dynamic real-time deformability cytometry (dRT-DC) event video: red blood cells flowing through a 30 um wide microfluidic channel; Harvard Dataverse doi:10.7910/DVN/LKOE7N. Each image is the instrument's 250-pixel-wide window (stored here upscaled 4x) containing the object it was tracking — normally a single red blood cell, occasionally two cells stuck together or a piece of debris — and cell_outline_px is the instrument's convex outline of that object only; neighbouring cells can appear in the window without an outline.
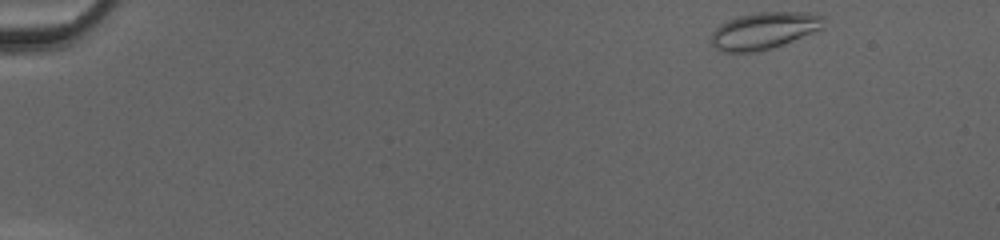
{"species": "common noctule bat (a hibernating species)", "species_latin": "Nyctalus noctula", "temperature_condition": "cold", "stored_images_in_passage": 46, "camera_frame_rate_fps": 3000, "um_per_image_px": 0.085, "animal": {"sex": "female", "body_mass_g": 20.0, "forearm_length_mm": 54.0}, "frame": {"image": 1, "passage_image": 1, "time_ms": 0.0, "image_size_px": [1000, 240], "cell_outline_px": [[824, 28], [772, 48], [752, 52], [724, 52], [716, 48], [712, 44], [712, 32], [720, 24], [728, 20], [740, 16], [756, 12], [808, 12], [824, 16]], "centroid_in_image_um": [64.97, 2.59], "position_along_channel_um": 20.0, "area_um2": 24.04}}
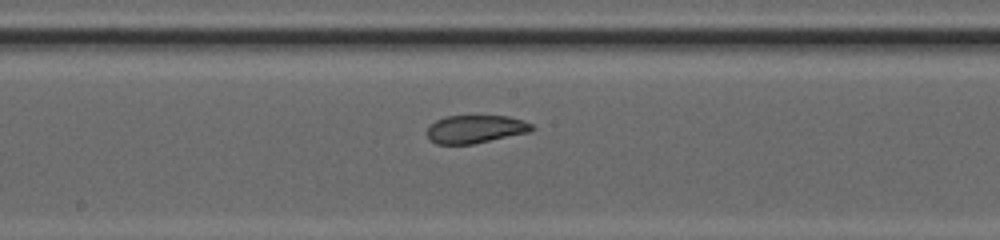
{"frame": {"image": 2, "passage_image": 24, "time_ms": 7.667, "image_size_px": [1000, 240], "cell_outline_px": [[536, 128], [532, 132], [472, 144], [436, 144], [428, 140], [428, 128], [436, 120], [444, 116], [508, 116], [524, 120], [532, 124]], "centroid_in_image_um": [40.46, 10.98], "position_along_channel_um": 207.7, "area_um2": 17.28}}
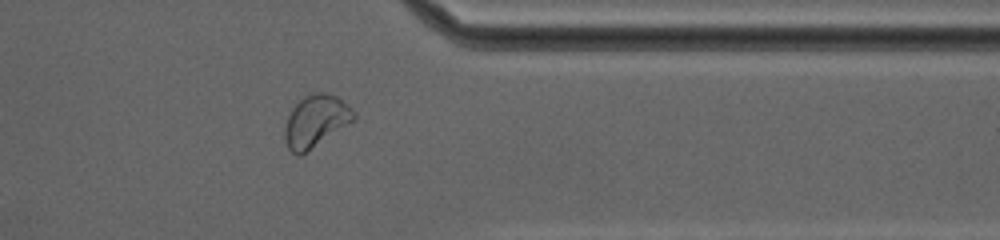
{"frame": {"image": 3, "passage_image": 37, "time_ms": 12.0, "image_size_px": [1000, 240], "cell_outline_px": [[356, 120], [300, 156], [296, 156], [288, 148], [284, 136], [284, 128], [288, 116], [292, 108], [304, 96], [316, 92], [324, 92], [336, 96], [348, 104], [356, 112]], "centroid_in_image_um": [26.86, 10.3], "position_along_channel_um": 384.5, "area_um2": 21.1}, "authors_computed_cell_mechanics": {"area_um2": 20.4034, "velocity_mm_per_s": 4.1861, "shape_relaxation_time_tau1_ms": null, "shape_relaxation_time_tau2_ms": 1.9028, "deformation_change_tau1": null, "deformation_change_tau2": 0.0544}}